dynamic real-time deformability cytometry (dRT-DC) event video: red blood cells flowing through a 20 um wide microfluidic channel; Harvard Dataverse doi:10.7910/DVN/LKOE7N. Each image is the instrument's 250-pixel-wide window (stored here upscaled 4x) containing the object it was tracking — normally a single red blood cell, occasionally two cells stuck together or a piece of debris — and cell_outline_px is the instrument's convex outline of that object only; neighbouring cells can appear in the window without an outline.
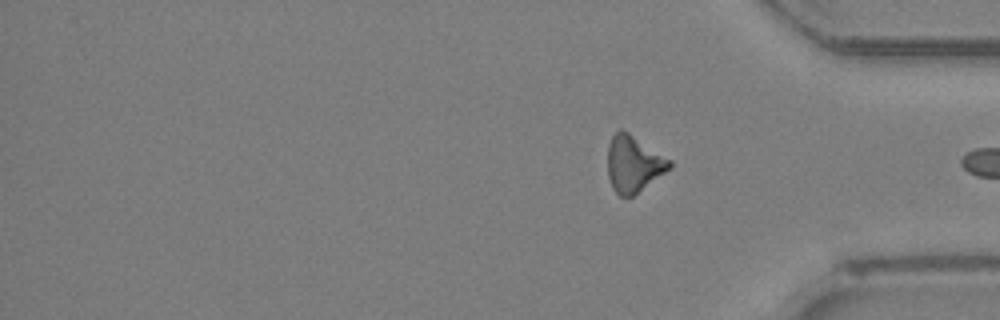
{"species": "Egyptian fruit bat (a non-hibernating species)", "species_latin": "Rousettus aegyptiacus", "temperature_condition": "room temperature", "stored_images_in_passage": 29, "segment_of_instrument_passage": [2, 2], "camera_frame_rate_fps": 3000, "um_per_image_px": 0.085, "animal": {"sex": "female"}, "frame": {"image": 1, "passage_image": 29, "time_ms": 9.333, "image_size_px": [1000, 320], "cell_outline_px": [[672, 168], [632, 196], [620, 196], [612, 188], [608, 176], [608, 144], [612, 136], [620, 128], [628, 132], [672, 160]], "centroid_in_image_um": [53.86, 13.92], "position_along_channel_um": 381.3, "area_um2": 20.35}}